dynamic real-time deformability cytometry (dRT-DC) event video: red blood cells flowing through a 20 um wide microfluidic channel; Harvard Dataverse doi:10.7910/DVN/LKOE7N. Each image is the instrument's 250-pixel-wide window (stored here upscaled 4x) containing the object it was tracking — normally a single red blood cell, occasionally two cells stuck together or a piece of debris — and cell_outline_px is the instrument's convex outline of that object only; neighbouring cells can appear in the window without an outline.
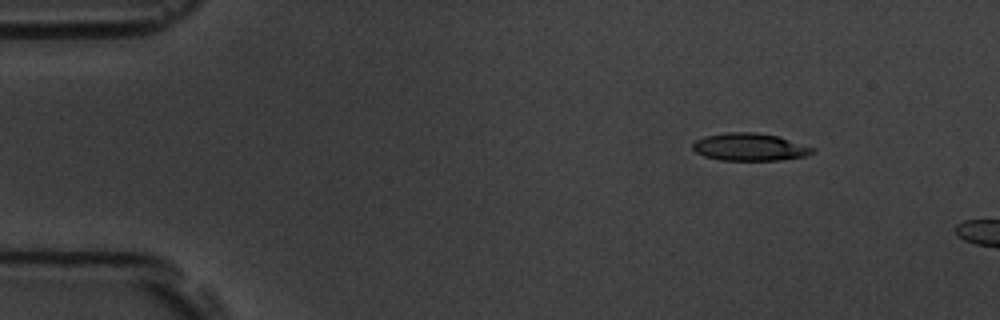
{"species": "common noctule bat (a hibernating species)", "species_latin": "Nyctalus noctula", "temperature_condition": "room temperature", "stored_images_in_passage": 3, "camera_frame_rate_fps": 3000, "um_per_image_px": 0.085, "animal": {"sex": "male", "body_mass_g": 19.5, "forearm_length_mm": 54.6}, "frame": {"image": 1, "passage_image": 1, "time_ms": 0.0, "image_size_px": [1000, 320], "cell_outline_px": [[816, 152], [804, 156], [780, 160], [720, 160], [704, 156], [696, 152], [692, 148], [692, 144], [696, 140], [704, 136], [728, 132], [756, 132], [776, 136], [816, 148]], "centroid_in_image_um": [63.72, 12.5], "position_along_channel_um": 21.3, "area_um2": 19.19}}